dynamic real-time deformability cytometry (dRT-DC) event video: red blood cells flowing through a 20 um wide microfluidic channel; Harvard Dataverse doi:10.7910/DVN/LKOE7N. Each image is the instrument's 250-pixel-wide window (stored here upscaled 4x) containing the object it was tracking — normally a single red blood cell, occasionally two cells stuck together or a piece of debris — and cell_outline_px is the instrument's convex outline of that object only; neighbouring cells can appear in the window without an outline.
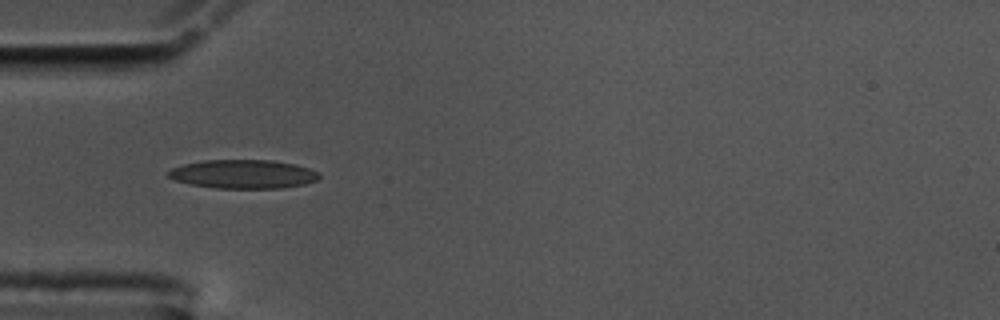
{"species": "common noctule bat (a hibernating species)", "species_latin": "Nyctalus noctula", "temperature_condition": "cold", "stored_images_in_passage": 16, "camera_frame_rate_fps": 3000, "um_per_image_px": 0.085, "animal": {"sex": "male", "body_mass_g": 17.5, "forearm_length_mm": 52.3}, "frame": {"image": 1, "passage_image": 3, "time_ms": 0.667, "image_size_px": [1000, 320], "cell_outline_px": [[320, 176], [316, 180], [304, 184], [284, 188], [216, 188], [192, 184], [176, 180], [168, 176], [168, 172], [172, 168], [184, 164], [204, 160], [272, 160], [296, 164], [320, 172]], "centroid_in_image_um": [20.71, 14.79], "position_along_channel_um": 64.3, "area_um2": 25.2}}